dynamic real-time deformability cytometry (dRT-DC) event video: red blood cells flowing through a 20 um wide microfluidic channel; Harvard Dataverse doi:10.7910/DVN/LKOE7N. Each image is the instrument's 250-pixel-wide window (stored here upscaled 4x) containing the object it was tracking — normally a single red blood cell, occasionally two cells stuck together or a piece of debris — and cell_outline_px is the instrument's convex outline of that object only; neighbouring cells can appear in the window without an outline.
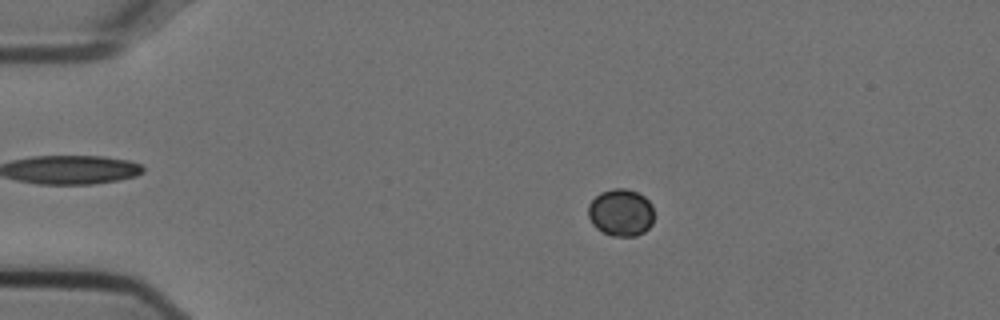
{"species": "Egyptian fruit bat (a non-hibernating species)", "species_latin": "Rousettus aegyptiacus", "temperature_condition": "cold", "stored_images_in_passage": 54, "camera_frame_rate_fps": 3000, "um_per_image_px": 0.085, "animal": {"sex": "female"}, "frame": {"image": 1, "passage_image": 11, "time_ms": 3.333, "image_size_px": [1000, 320], "cell_outline_px": [[652, 224], [644, 232], [636, 236], [612, 236], [596, 228], [592, 224], [588, 216], [588, 204], [600, 192], [612, 188], [624, 188], [636, 192], [644, 196], [652, 204]], "centroid_in_image_um": [52.76, 18.06], "position_along_channel_um": 32.2, "area_um2": 18.15}}
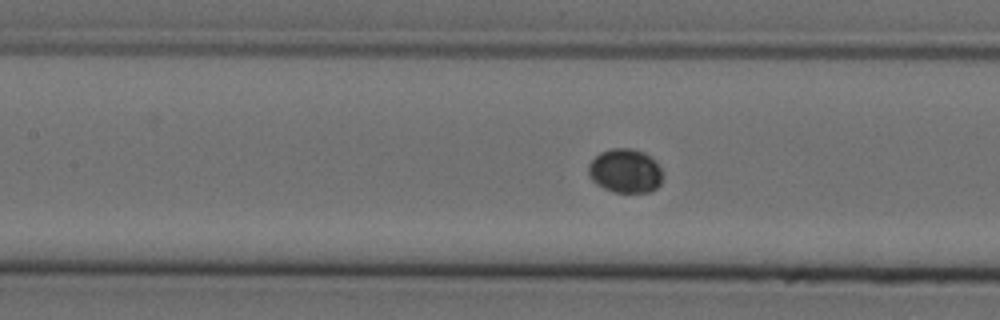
{"frame": {"image": 2, "passage_image": 25, "time_ms": 8.0, "image_size_px": [1000, 320], "cell_outline_px": [[660, 184], [656, 188], [648, 192], [612, 192], [596, 184], [592, 180], [588, 172], [588, 164], [600, 152], [612, 148], [632, 148], [644, 152], [660, 168]], "centroid_in_image_um": [53.09, 14.52], "position_along_channel_um": 154.3, "area_um2": 18.79}}
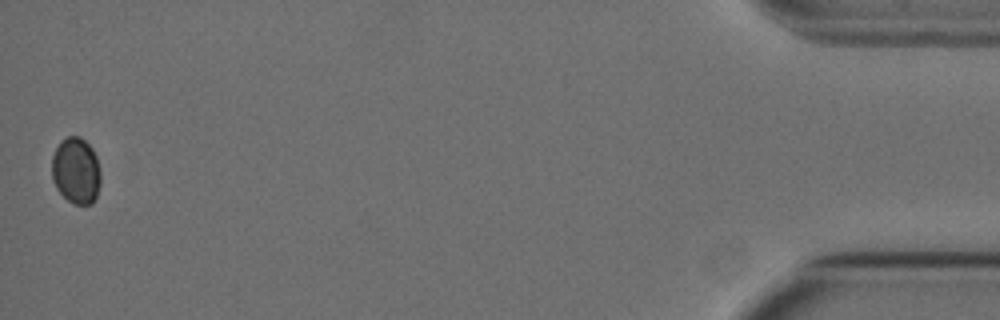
{"frame": {"image": 3, "passage_image": 54, "time_ms": 17.667, "image_size_px": [1000, 320], "cell_outline_px": [[100, 184], [96, 196], [92, 204], [76, 204], [68, 200], [56, 188], [52, 180], [52, 156], [60, 140], [68, 136], [80, 136], [92, 148], [96, 156], [100, 172]], "centroid_in_image_um": [6.45, 14.49], "position_along_channel_um": 428.7, "area_um2": 18.9}}